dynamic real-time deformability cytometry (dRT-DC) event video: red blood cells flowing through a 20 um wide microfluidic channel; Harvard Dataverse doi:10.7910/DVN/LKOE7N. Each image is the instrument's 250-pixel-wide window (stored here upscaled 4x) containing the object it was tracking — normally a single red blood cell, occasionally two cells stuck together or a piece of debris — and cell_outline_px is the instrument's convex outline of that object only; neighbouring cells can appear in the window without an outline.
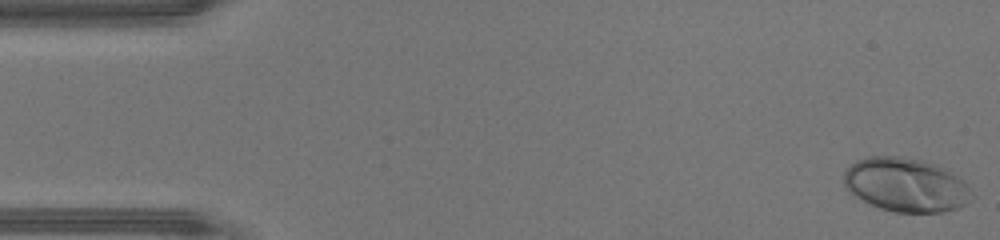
{"species": "human", "species_latin": "Homo sapiens", "temperature_condition": "warm", "stored_images_in_passage": 45, "camera_frame_rate_fps": 3000, "um_per_image_px": 0.085, "donor": {"sex": "male"}, "frame": {"image": 1, "passage_image": 1, "time_ms": 0.0, "image_size_px": [1000, 240], "cell_outline_px": [[976, 196], [964, 204], [956, 208], [944, 212], [896, 212], [880, 208], [856, 196], [844, 184], [844, 172], [856, 160], [868, 156], [904, 156], [924, 160], [936, 164], [952, 172], [964, 180]], "centroid_in_image_um": [77.05, 15.69], "position_along_channel_um": 7.9, "area_um2": 40.23}}
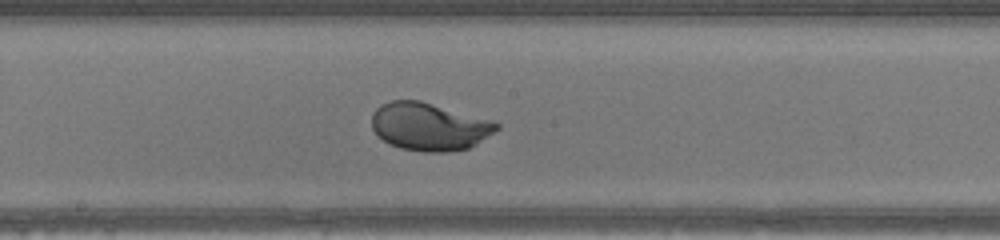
{"frame": {"image": 2, "passage_image": 24, "time_ms": 7.667, "image_size_px": [1000, 240], "cell_outline_px": [[500, 128], [476, 144], [468, 148], [448, 152], [424, 152], [400, 148], [384, 140], [372, 128], [372, 116], [376, 108], [392, 100], [420, 100], [500, 124]], "centroid_in_image_um": [36.47, 10.77], "position_along_channel_um": 211.7, "area_um2": 34.1}}
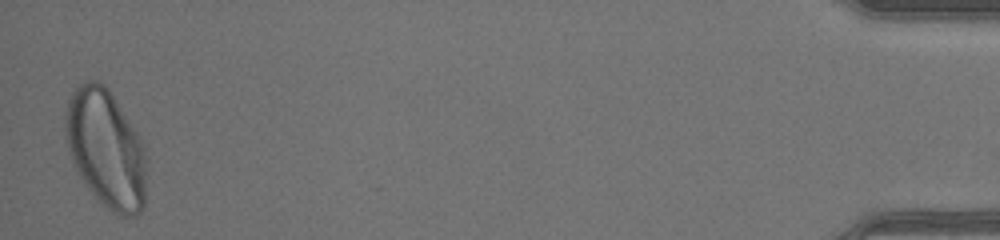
{"frame": {"image": 3, "passage_image": 45, "time_ms": 14.667, "image_size_px": [1000, 240], "cell_outline_px": [[148, 156], [144, 208], [136, 216], [120, 216], [112, 212], [96, 200], [76, 172], [68, 148], [64, 132], [64, 116], [68, 100], [72, 92], [84, 80], [100, 80], [108, 88], [140, 136], [144, 144]], "centroid_in_image_um": [9.02, 12.66], "position_along_channel_um": 426.2, "area_um2": 57.11}, "authors_computed_cell_mechanics": {"area_um2": 35.547, "velocity_mm_per_s": 4.4956, "shape_relaxation_time_tau1_ms": 2.2864, "shape_relaxation_time_tau2_ms": null, "deformation_change_tau1": 0.1617, "deformation_change_tau2": null}}